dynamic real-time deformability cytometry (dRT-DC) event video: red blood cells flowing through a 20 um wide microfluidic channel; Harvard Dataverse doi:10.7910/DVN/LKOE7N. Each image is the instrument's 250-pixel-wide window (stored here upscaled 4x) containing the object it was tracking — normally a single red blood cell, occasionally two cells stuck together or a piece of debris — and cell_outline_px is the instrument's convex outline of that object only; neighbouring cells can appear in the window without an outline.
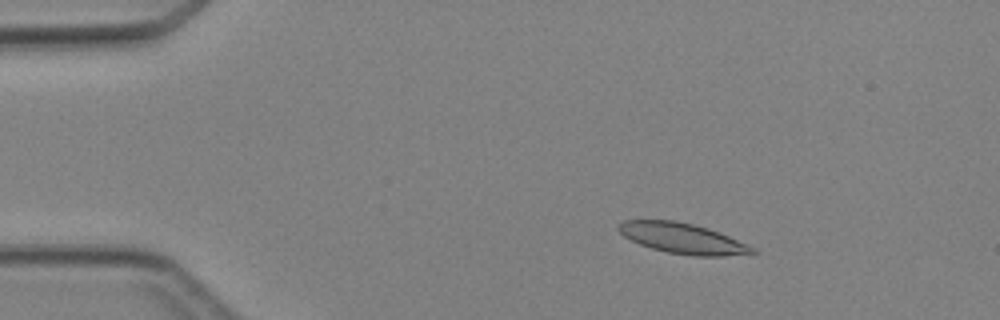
{"species": "Egyptian fruit bat (a non-hibernating species)", "species_latin": "Rousettus aegyptiacus", "temperature_condition": "cold", "stored_images_in_passage": 4, "camera_frame_rate_fps": 3000, "um_per_image_px": 0.085, "animal": {"sex": "female"}, "frame": {"image": 1, "passage_image": 2, "time_ms": 1.333, "image_size_px": [1000, 320], "cell_outline_px": [[756, 252], [724, 256], [692, 256], [668, 252], [652, 248], [640, 244], [624, 236], [616, 228], [624, 220], [676, 220], [708, 228], [748, 244], [756, 248]], "centroid_in_image_um": [58.02, 20.26], "position_along_channel_um": 27.0, "area_um2": 23.52}}